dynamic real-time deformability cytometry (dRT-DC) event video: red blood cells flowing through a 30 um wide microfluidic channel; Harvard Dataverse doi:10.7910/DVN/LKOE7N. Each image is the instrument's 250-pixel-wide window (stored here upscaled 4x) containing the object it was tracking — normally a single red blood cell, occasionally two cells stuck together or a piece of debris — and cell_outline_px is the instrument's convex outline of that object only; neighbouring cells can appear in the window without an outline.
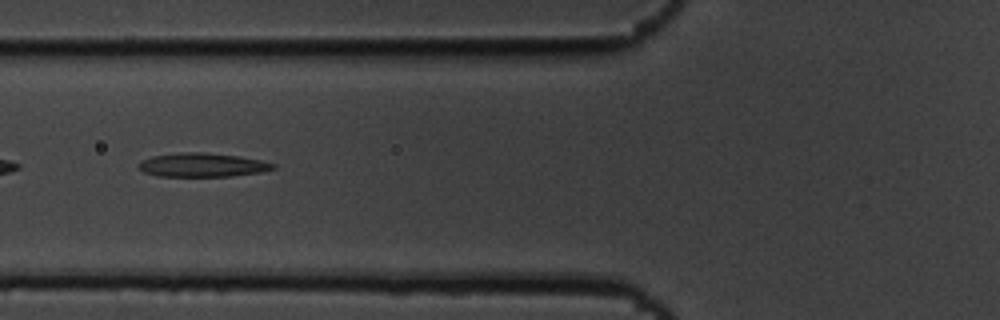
{"species": "common noctule bat (a hibernating species)", "species_latin": "Nyctalus noctula", "temperature_condition": "cold", "stored_images_in_passage": 51, "camera_frame_rate_fps": 3000, "um_per_image_px": 0.085, "animal": {"sex": "male", "body_mass_g": 19.5, "forearm_length_mm": 54.6}, "frame": {"image": 1, "passage_image": 20, "time_ms": 6.333, "image_size_px": [1000, 320], "cell_outline_px": [[276, 168], [260, 172], [232, 176], [156, 176], [144, 172], [136, 164], [140, 160], [152, 156], [180, 152], [208, 152], [236, 156], [260, 160], [276, 164]], "centroid_in_image_um": [17.16, 14.02], "position_along_channel_um": 108.6, "area_um2": 18.73}}
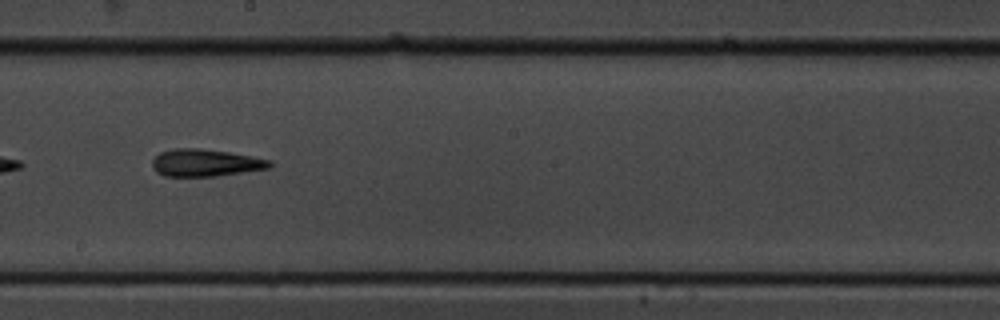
{"frame": {"image": 2, "passage_image": 30, "time_ms": 9.667, "image_size_px": [1000, 320], "cell_outline_px": [[272, 164], [268, 168], [216, 176], [164, 176], [156, 172], [152, 168], [152, 160], [160, 152], [172, 148], [200, 148], [228, 152], [272, 160]], "centroid_in_image_um": [17.41, 13.83], "position_along_channel_um": 230.8, "area_um2": 18.61}}
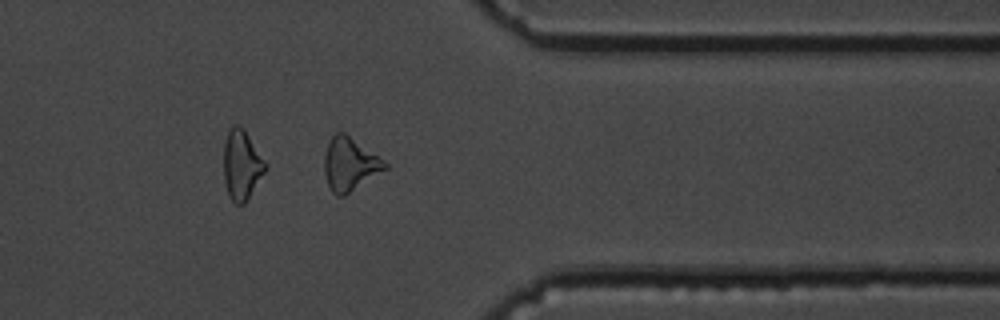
{"frame": {"image": 3, "passage_image": 43, "time_ms": 14.0, "image_size_px": [1000, 320], "cell_outline_px": [[388, 168], [344, 196], [336, 196], [332, 192], [328, 184], [324, 172], [324, 156], [328, 140], [336, 132], [344, 132], [384, 160], [388, 164]], "centroid_in_image_um": [29.72, 13.95], "position_along_channel_um": 381.7, "area_um2": 18.73}, "authors_computed_cell_mechanics": {"area_um2": 18.6116, "velocity_mm_per_s": 3.669, "shape_relaxation_time_tau1_ms": 5.6508, "shape_relaxation_time_tau2_ms": 6.7523, "deformation_change_tau1": 0.1929, "deformation_change_tau2": 0.223}}